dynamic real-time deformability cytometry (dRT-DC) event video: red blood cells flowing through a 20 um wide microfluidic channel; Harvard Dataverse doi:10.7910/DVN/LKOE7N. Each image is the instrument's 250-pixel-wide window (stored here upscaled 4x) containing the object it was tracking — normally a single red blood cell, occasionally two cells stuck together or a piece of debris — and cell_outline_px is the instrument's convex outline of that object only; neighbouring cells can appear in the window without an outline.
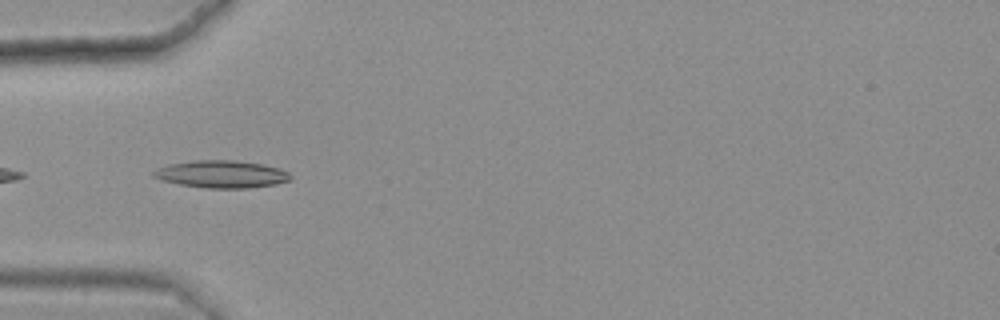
{"species": "common noctule bat (a hibernating species)", "species_latin": "Nyctalus noctula", "temperature_condition": "warm", "stored_images_in_passage": 6, "camera_frame_rate_fps": 3000, "um_per_image_px": 0.085, "animal": {"sex": "female", "body_mass_g": 25.1}, "frame": {"image": 1, "passage_image": 3, "time_ms": 0.667, "image_size_px": [1000, 320], "cell_outline_px": [[292, 180], [276, 184], [248, 188], [208, 188], [180, 184], [160, 180], [152, 176], [152, 172], [168, 164], [192, 160], [236, 160], [264, 164], [280, 168], [288, 172], [292, 176]], "centroid_in_image_um": [18.86, 14.8], "position_along_channel_um": 66.1, "area_um2": 22.02}}